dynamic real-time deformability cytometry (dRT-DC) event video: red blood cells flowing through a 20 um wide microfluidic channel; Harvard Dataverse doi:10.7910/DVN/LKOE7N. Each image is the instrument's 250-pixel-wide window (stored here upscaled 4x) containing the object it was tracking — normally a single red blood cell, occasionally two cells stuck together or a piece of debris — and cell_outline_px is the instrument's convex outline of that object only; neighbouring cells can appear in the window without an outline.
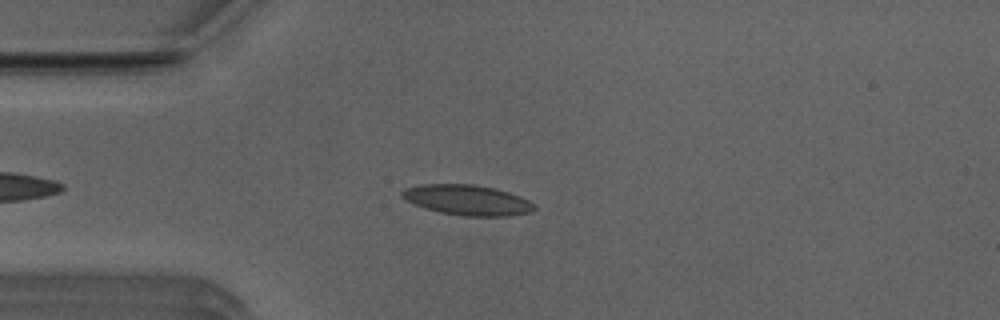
{"species": "Egyptian fruit bat (a non-hibernating species)", "species_latin": "Rousettus aegyptiacus", "temperature_condition": "room temperature", "stored_images_in_passage": 43, "camera_frame_rate_fps": 3000, "um_per_image_px": 0.085, "animal": {"sex": "male"}, "frame": {"image": 1, "passage_image": 8, "time_ms": 2.333, "image_size_px": [1000, 320], "cell_outline_px": [[536, 208], [532, 212], [508, 216], [464, 216], [440, 212], [424, 208], [412, 204], [400, 196], [400, 192], [404, 188], [420, 184], [476, 184], [508, 192], [520, 196], [536, 204]], "centroid_in_image_um": [39.7, 17.0], "position_along_channel_um": 45.3, "area_um2": 23.58}}
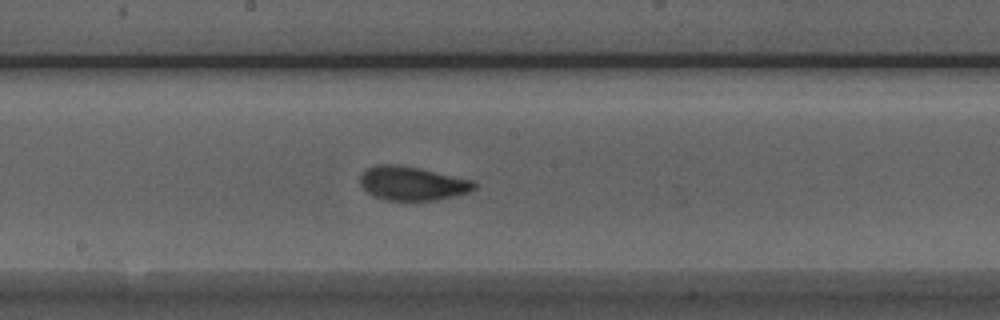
{"frame": {"image": 2, "passage_image": 22, "time_ms": 7.0, "image_size_px": [1000, 320], "cell_outline_px": [[476, 188], [468, 192], [436, 200], [388, 200], [372, 196], [360, 184], [360, 176], [368, 168], [376, 164], [396, 164], [476, 180]], "centroid_in_image_um": [35.05, 15.59], "position_along_channel_um": 213.2, "area_um2": 22.37}}
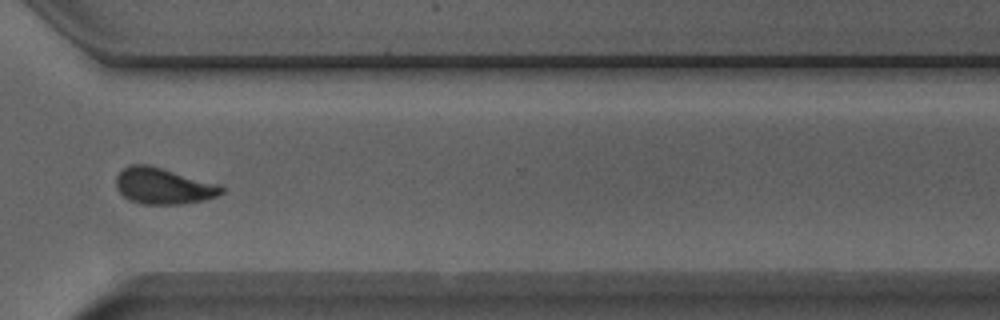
{"frame": {"image": 3, "passage_image": 33, "time_ms": 10.667, "image_size_px": [1000, 320], "cell_outline_px": [[224, 192], [208, 200], [180, 204], [140, 204], [128, 200], [116, 188], [116, 176], [128, 164], [148, 164], [220, 184], [224, 188]], "centroid_in_image_um": [13.89, 15.81], "position_along_channel_um": 356.7, "area_um2": 22.48}, "authors_computed_cell_mechanics": {"area_um2": 22.253, "velocity_mm_per_s": 3.9107, "shape_relaxation_time_tau1_ms": 3.7097, "shape_relaxation_time_tau2_ms": 1.0512, "deformation_change_tau1": 0.13, "deformation_change_tau2": 0.0608}}